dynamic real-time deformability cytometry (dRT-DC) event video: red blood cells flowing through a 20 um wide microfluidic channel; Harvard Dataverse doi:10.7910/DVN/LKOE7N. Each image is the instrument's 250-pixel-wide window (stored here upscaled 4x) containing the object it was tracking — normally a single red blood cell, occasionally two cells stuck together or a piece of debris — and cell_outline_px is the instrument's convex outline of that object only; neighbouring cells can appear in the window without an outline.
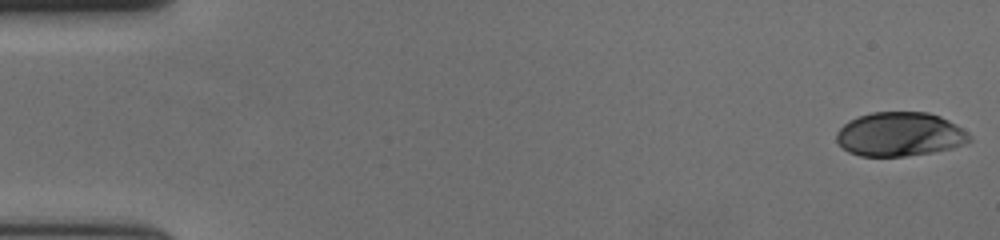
{"species": "human", "species_latin": "Homo sapiens", "temperature_condition": "cold", "stored_images_in_passage": 58, "camera_frame_rate_fps": 3000, "um_per_image_px": 0.085, "donor": {"sex": "female"}, "frame": {"image": 1, "passage_image": 1, "time_ms": 0.0, "image_size_px": [1000, 240], "cell_outline_px": [[972, 140], [964, 144], [952, 148], [932, 152], [904, 156], [860, 156], [848, 152], [836, 140], [836, 132], [848, 120], [872, 112], [928, 112], [940, 116], [956, 124], [968, 132], [972, 136]], "centroid_in_image_um": [76.5, 11.41], "position_along_channel_um": 8.5, "area_um2": 34.22}}
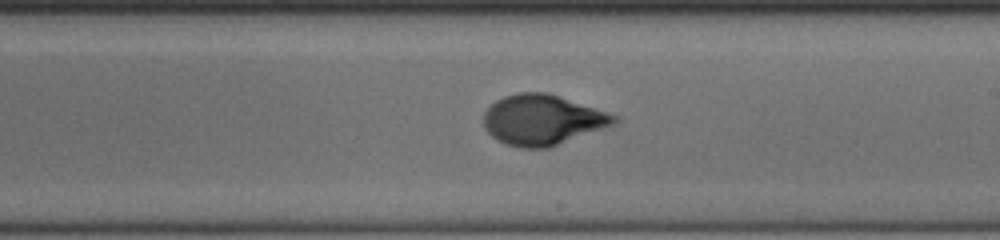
{"frame": {"image": 2, "passage_image": 34, "time_ms": 11.0, "image_size_px": [1000, 240], "cell_outline_px": [[620, 120], [616, 124], [548, 148], [520, 148], [504, 144], [496, 140], [484, 128], [484, 112], [496, 100], [504, 96], [516, 92], [548, 92], [620, 116]], "centroid_in_image_um": [46.12, 10.19], "position_along_channel_um": 242.9, "area_um2": 38.61}}
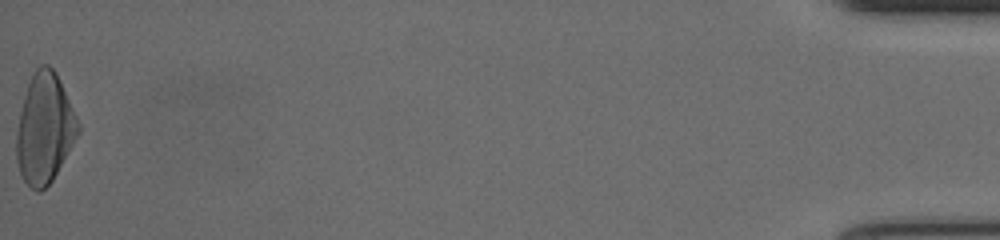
{"frame": {"image": 3, "passage_image": 58, "time_ms": 19.0, "image_size_px": [1000, 240], "cell_outline_px": [[80, 132], [52, 180], [40, 192], [36, 192], [24, 180], [20, 172], [16, 160], [16, 132], [20, 112], [24, 96], [28, 84], [36, 68], [40, 64], [48, 64], [56, 72], [80, 124]], "centroid_in_image_um": [3.78, 10.92], "position_along_channel_um": 431.4, "area_um2": 39.19}, "authors_computed_cell_mechanics": {"area_um2": 37.1365, "velocity_mm_per_s": 3.6214, "shape_relaxation_time_tau1_ms": 3.8308, "shape_relaxation_time_tau2_ms": 0.7441, "deformation_change_tau1": 0.1859, "deformation_change_tau2": 0.054}}